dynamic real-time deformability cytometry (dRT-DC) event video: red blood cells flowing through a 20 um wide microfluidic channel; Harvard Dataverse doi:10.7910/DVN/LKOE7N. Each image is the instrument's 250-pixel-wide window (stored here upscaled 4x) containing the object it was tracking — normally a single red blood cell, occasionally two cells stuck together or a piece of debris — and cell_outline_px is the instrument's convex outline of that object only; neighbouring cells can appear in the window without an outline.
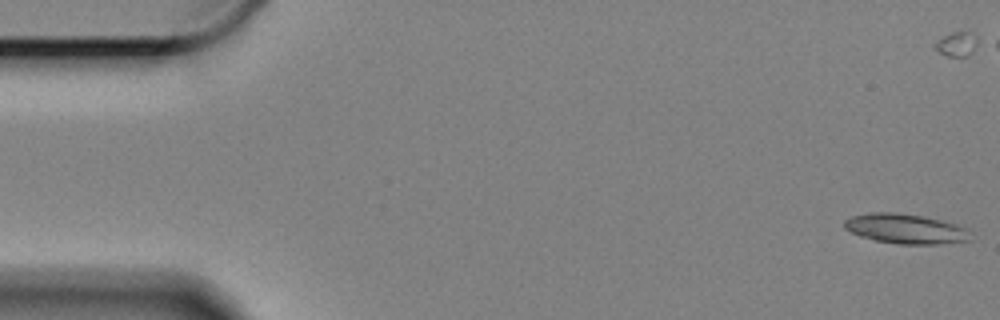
{"species": "Egyptian fruit bat (a non-hibernating species)", "species_latin": "Rousettus aegyptiacus", "temperature_condition": "cold", "stored_images_in_passage": 12, "camera_frame_rate_fps": 3000, "um_per_image_px": 0.085, "animal": {"sex": "female"}, "frame": {"image": 1, "passage_image": 1, "time_ms": 0.0, "image_size_px": [1000, 320], "cell_outline_px": [[968, 240], [940, 244], [900, 244], [876, 240], [860, 236], [844, 228], [844, 220], [852, 216], [872, 212], [888, 212], [920, 216], [952, 224], [960, 228]], "centroid_in_image_um": [76.79, 19.45], "position_along_channel_um": 8.2, "area_um2": 20.81}}